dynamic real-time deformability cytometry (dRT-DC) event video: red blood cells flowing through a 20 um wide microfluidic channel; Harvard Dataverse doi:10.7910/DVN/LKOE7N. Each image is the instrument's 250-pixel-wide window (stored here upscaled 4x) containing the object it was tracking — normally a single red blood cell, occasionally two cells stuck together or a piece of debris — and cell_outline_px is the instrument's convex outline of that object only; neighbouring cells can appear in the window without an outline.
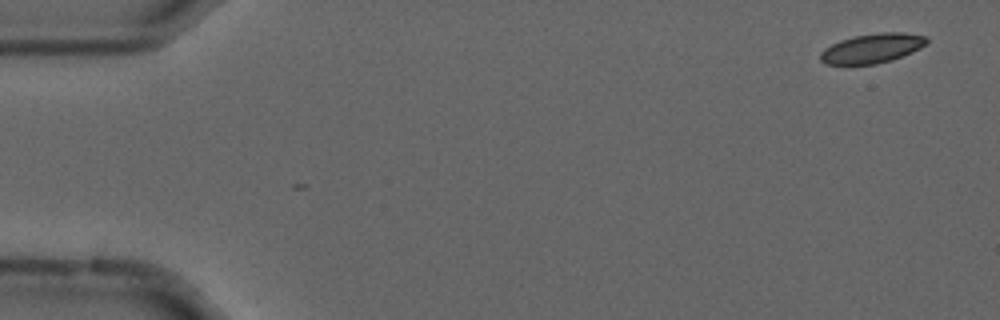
{"species": "common noctule bat (a hibernating species)", "species_latin": "Nyctalus noctula", "temperature_condition": "cold", "stored_images_in_passage": 13, "camera_frame_rate_fps": 3000, "um_per_image_px": 0.085, "animal": {"sex": "male", "forearm_length_mm": 52.5}, "frame": {"image": 1, "passage_image": 1, "time_ms": 0.0, "image_size_px": [1000, 320], "cell_outline_px": [[924, 40], [920, 44], [896, 56], [864, 64], [836, 64], [832, 48], [848, 40], [864, 36], [916, 36]], "centroid_in_image_um": [74.21, 4.14], "position_along_channel_um": 10.8, "area_um2": 13.12}}
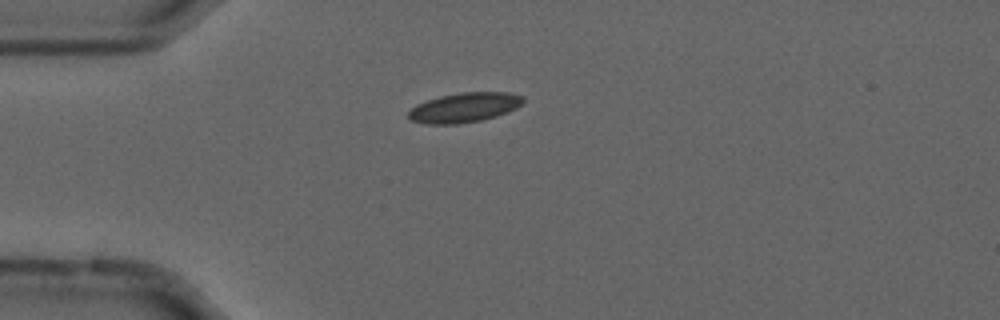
{"frame": {"image": 2, "passage_image": 13, "time_ms": 4.0, "image_size_px": [1000, 320], "cell_outline_px": [[508, 104], [504, 108], [496, 112], [484, 116], [464, 120], [432, 120], [412, 116], [412, 112], [428, 104], [440, 100], [456, 96], [496, 96], [504, 100]], "centroid_in_image_um": [39.17, 9.19], "position_along_channel_um": 45.8, "area_um2": 12.14}}